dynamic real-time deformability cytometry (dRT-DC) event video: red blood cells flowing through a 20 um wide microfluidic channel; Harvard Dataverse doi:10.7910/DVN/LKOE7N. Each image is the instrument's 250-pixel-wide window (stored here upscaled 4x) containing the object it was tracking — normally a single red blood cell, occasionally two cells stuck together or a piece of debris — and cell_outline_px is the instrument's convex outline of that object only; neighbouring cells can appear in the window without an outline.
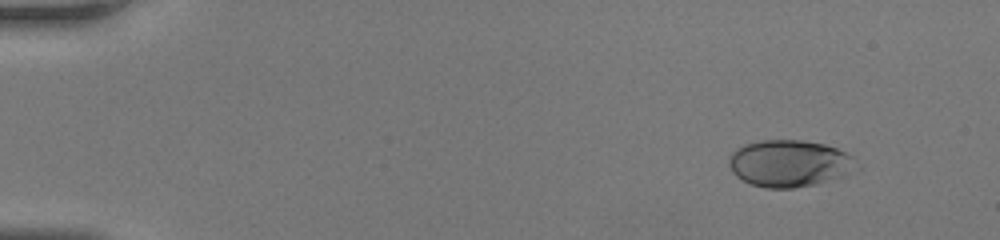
{"species": "human", "species_latin": "Homo sapiens", "temperature_condition": "room temperature", "stored_images_in_passage": 41, "camera_frame_rate_fps": 3000, "um_per_image_px": 0.085, "donor": {"sex": "female"}, "frame": {"image": 1, "passage_image": 1, "time_ms": 0.0, "image_size_px": [1000, 240], "cell_outline_px": [[864, 168], [844, 176], [816, 184], [792, 188], [764, 188], [752, 184], [736, 176], [732, 172], [728, 164], [728, 156], [736, 148], [744, 144], [760, 140], [804, 140], [824, 144], [836, 148], [852, 156]], "centroid_in_image_um": [67.14, 13.89], "position_along_channel_um": 17.9, "area_um2": 35.43}}
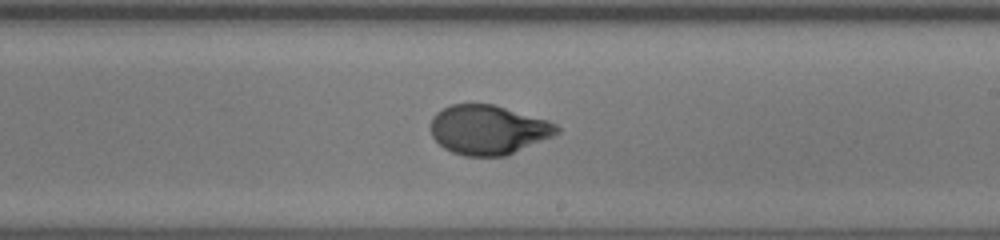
{"frame": {"image": 2, "passage_image": 24, "time_ms": 7.667, "image_size_px": [1000, 240], "cell_outline_px": [[560, 132], [552, 136], [504, 156], [464, 156], [452, 152], [444, 148], [432, 136], [432, 116], [436, 112], [452, 104], [492, 104], [548, 120], [556, 124], [560, 128]], "centroid_in_image_um": [41.49, 11.03], "position_along_channel_um": 247.5, "area_um2": 35.95}}
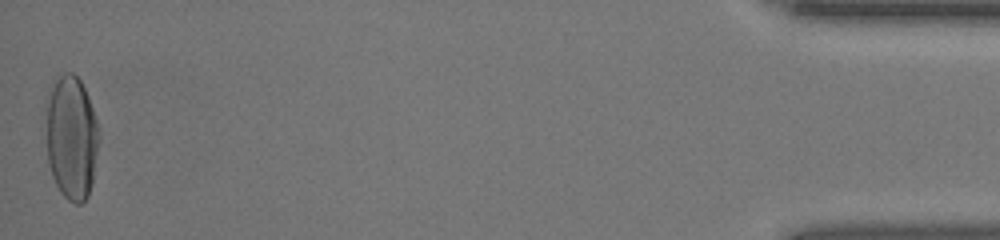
{"frame": {"image": 3, "passage_image": 41, "time_ms": 13.333, "image_size_px": [1000, 240], "cell_outline_px": [[100, 140], [92, 184], [88, 196], [80, 204], [76, 204], [68, 200], [60, 192], [52, 176], [48, 164], [44, 108], [44, 100], [52, 76], [64, 72], [72, 72], [80, 80], [88, 96], [100, 128]], "centroid_in_image_um": [6.04, 11.6], "position_along_channel_um": 429.2, "area_um2": 39.94}}